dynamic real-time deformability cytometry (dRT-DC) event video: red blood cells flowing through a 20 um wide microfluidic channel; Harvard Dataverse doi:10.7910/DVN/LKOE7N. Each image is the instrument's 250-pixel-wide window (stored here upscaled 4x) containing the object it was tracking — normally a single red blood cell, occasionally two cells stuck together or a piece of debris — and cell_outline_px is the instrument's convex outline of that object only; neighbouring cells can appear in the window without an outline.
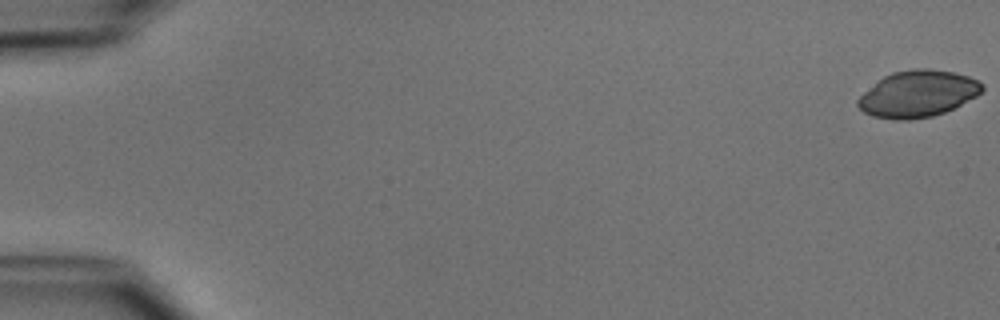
{"species": "common noctule bat (a hibernating species)", "species_latin": "Nyctalus noctula", "temperature_condition": "cold", "stored_images_in_passage": 52, "camera_frame_rate_fps": 3000, "um_per_image_px": 0.085, "animal": {"sex": "male", "body_mass_g": 15.6}, "frame": {"image": 1, "passage_image": 1, "time_ms": 0.0, "image_size_px": [1000, 320], "cell_outline_px": [[984, 88], [976, 96], [944, 112], [932, 116], [908, 120], [892, 120], [872, 116], [864, 112], [856, 104], [856, 100], [864, 92], [884, 76], [892, 72], [916, 68], [928, 68], [952, 72], [968, 76], [984, 84]], "centroid_in_image_um": [77.99, 7.98], "position_along_channel_um": 7.0, "area_um2": 33.52}}